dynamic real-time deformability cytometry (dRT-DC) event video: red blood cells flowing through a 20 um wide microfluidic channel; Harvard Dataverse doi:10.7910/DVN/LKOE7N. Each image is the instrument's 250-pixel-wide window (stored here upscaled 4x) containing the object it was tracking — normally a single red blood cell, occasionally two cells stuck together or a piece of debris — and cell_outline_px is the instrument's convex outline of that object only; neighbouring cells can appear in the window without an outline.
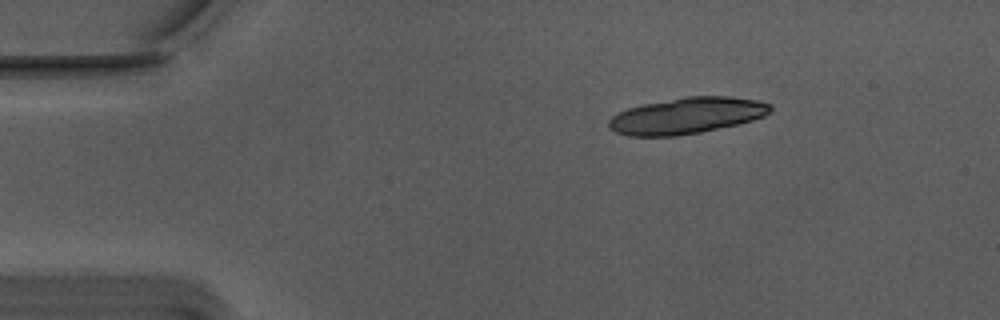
{"species": "Egyptian fruit bat (a non-hibernating species)", "species_latin": "Rousettus aegyptiacus", "temperature_condition": "warm", "stored_images_in_passage": 12, "camera_frame_rate_fps": 3000, "um_per_image_px": 0.085, "animal": {"sex": "male"}, "frame": {"image": 1, "passage_image": 1, "time_ms": 0.0, "image_size_px": [1000, 320], "cell_outline_px": [[772, 108], [764, 116], [752, 120], [736, 124], [700, 132], [676, 136], [628, 136], [616, 132], [608, 128], [608, 120], [612, 116], [628, 108], [644, 104], [684, 96], [732, 96], [756, 100], [772, 104]], "centroid_in_image_um": [58.35, 9.82], "position_along_channel_um": 26.6, "area_um2": 34.04}}